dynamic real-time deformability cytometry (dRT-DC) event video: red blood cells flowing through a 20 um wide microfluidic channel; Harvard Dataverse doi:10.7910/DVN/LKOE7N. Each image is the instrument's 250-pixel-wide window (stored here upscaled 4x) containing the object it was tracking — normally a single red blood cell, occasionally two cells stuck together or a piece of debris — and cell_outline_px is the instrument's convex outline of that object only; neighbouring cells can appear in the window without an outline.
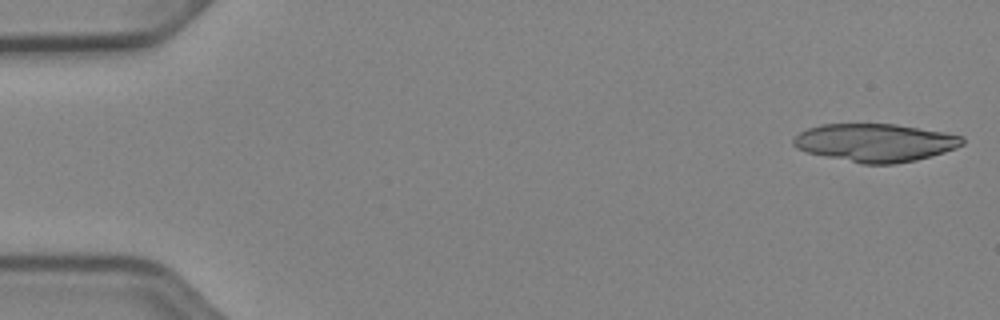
{"species": "Egyptian fruit bat (a non-hibernating species)", "species_latin": "Rousettus aegyptiacus", "temperature_condition": "cold", "stored_images_in_passage": 51, "segment_of_instrument_passage": [1, 2], "camera_frame_rate_fps": 3000, "um_per_image_px": 0.085, "animal": {"sex": "female"}, "frame": {"image": 1, "passage_image": 1, "time_ms": 0.0, "image_size_px": [1000, 320], "cell_outline_px": [[964, 144], [956, 148], [944, 152], [916, 160], [896, 164], [860, 164], [804, 152], [796, 148], [792, 144], [792, 140], [800, 132], [808, 128], [820, 124], [896, 124], [944, 132], [964, 136]], "centroid_in_image_um": [74.37, 12.13], "position_along_channel_um": 10.6, "area_um2": 37.74}}